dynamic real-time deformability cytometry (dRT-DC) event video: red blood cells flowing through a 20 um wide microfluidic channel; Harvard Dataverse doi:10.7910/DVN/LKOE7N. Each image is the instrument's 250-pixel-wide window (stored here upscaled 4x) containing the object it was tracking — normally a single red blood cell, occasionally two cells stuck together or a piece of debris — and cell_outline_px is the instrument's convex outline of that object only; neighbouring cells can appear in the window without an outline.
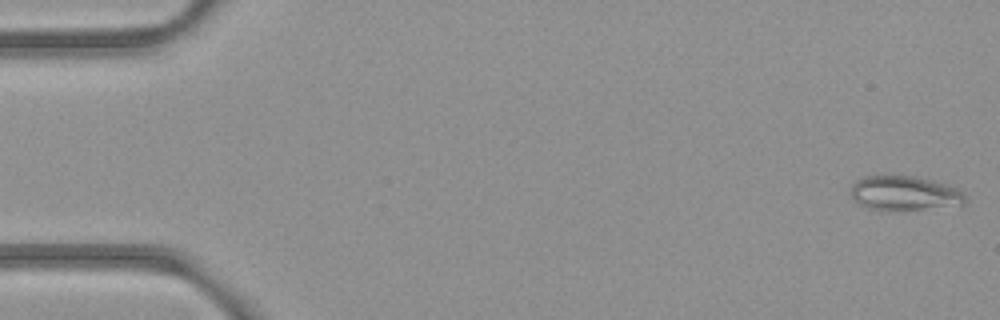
{"species": "common noctule bat (a hibernating species)", "species_latin": "Nyctalus noctula", "temperature_condition": "room temperature", "stored_images_in_passage": 15, "camera_frame_rate_fps": 3000, "um_per_image_px": 0.085, "animal": {"sex": "female", "body_mass_g": 21.9}, "frame": {"image": 1, "passage_image": 1, "time_ms": 0.0, "image_size_px": [1000, 320], "cell_outline_px": [[964, 204], [920, 208], [868, 208], [860, 204], [852, 196], [852, 184], [856, 180], [864, 176], [916, 176], [932, 180], [956, 188], [964, 196]], "centroid_in_image_um": [76.84, 16.38], "position_along_channel_um": 8.2, "area_um2": 21.85}}